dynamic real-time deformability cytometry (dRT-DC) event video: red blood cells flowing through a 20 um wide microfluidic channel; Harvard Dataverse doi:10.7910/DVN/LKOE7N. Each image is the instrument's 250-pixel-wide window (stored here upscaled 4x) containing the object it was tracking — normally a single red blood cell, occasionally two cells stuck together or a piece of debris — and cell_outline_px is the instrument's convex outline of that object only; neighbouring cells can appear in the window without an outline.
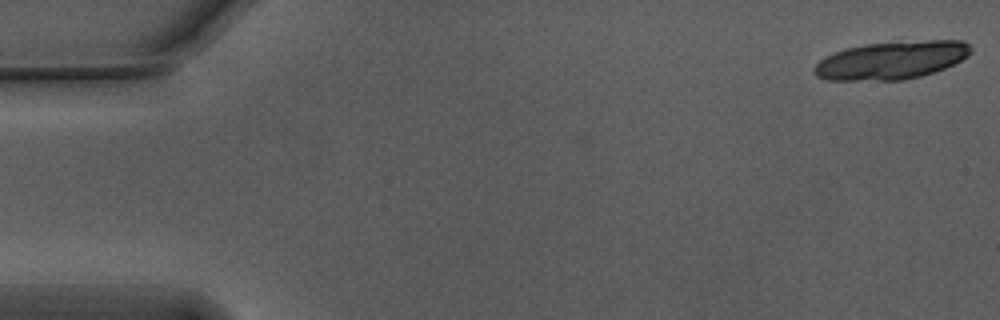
{"species": "Egyptian fruit bat (a non-hibernating species)", "species_latin": "Rousettus aegyptiacus", "temperature_condition": "warm", "stored_images_in_passage": 2, "camera_frame_rate_fps": 3000, "um_per_image_px": 0.085, "animal": {"sex": "male"}, "frame": {"image": 1, "passage_image": 2, "time_ms": 0.333, "image_size_px": [1000, 320], "cell_outline_px": [[972, 52], [968, 56], [944, 68], [920, 76], [900, 80], [828, 80], [816, 76], [812, 72], [812, 68], [824, 56], [844, 48], [864, 44], [928, 40], [964, 40], [972, 48]], "centroid_in_image_um": [75.74, 5.11], "position_along_channel_um": 9.3, "area_um2": 34.68}}